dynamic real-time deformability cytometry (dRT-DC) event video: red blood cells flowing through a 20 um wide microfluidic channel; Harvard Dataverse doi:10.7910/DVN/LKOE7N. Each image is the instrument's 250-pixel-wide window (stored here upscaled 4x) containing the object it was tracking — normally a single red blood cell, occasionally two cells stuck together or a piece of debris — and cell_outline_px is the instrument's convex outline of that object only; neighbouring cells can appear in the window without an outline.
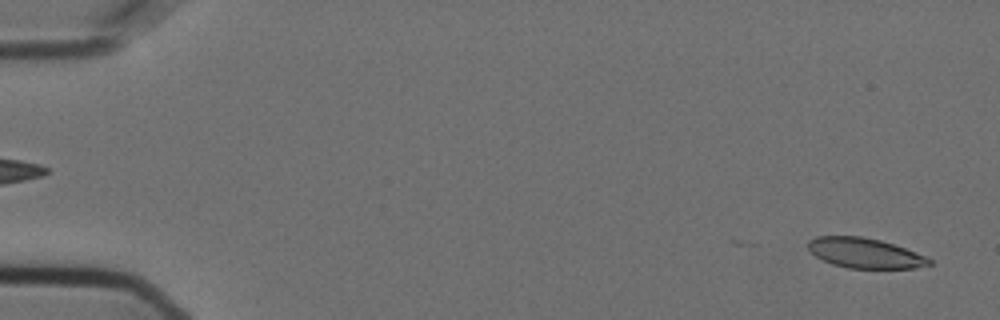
{"species": "Egyptian fruit bat (a non-hibernating species)", "species_latin": "Rousettus aegyptiacus", "temperature_condition": "cold", "stored_images_in_passage": 52, "camera_frame_rate_fps": 3000, "um_per_image_px": 0.085, "animal": {"sex": "female"}, "frame": {"image": 1, "passage_image": 2, "time_ms": 0.333, "image_size_px": [1000, 320], "cell_outline_px": [[932, 264], [912, 268], [848, 268], [832, 264], [816, 256], [808, 248], [808, 240], [816, 236], [860, 236], [880, 240], [904, 248], [924, 256], [932, 260]], "centroid_in_image_um": [73.48, 21.5], "position_along_channel_um": 11.5, "area_um2": 20.92}}
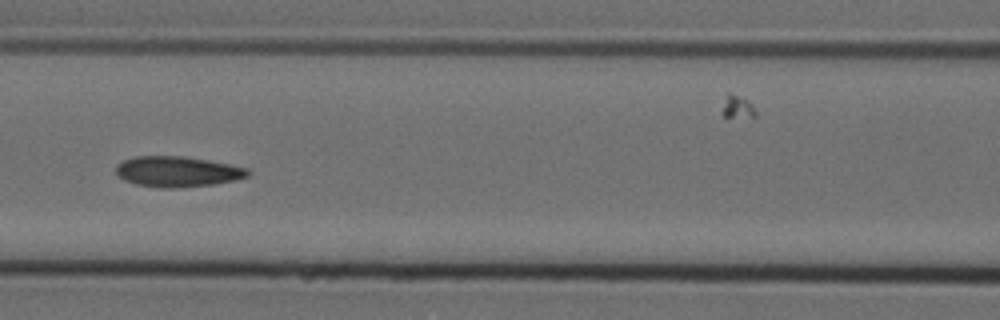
{"frame": {"image": 2, "passage_image": 25, "time_ms": 8.0, "image_size_px": [1000, 320], "cell_outline_px": [[252, 172], [248, 176], [236, 180], [212, 184], [172, 188], [160, 188], [136, 184], [124, 180], [116, 172], [116, 164], [124, 160], [136, 156], [184, 156], [208, 160], [248, 168]], "centroid_in_image_um": [15.09, 14.58], "position_along_channel_um": 151.5, "area_um2": 23.41}}
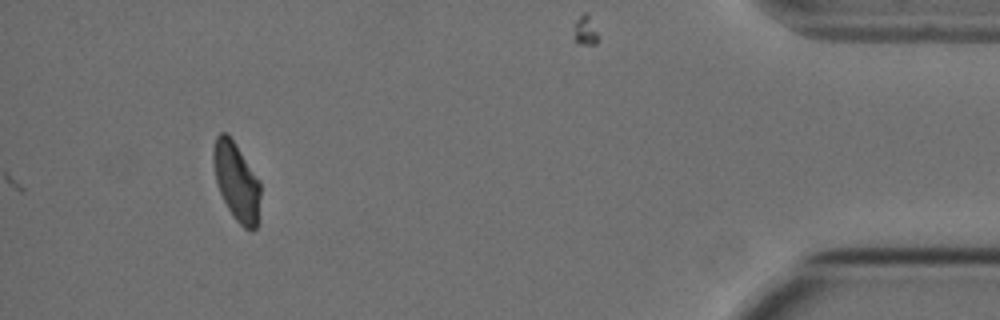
{"frame": {"image": 3, "passage_image": 52, "time_ms": 17.0, "image_size_px": [1000, 320], "cell_outline_px": [[260, 224], [252, 232], [244, 228], [232, 216], [220, 192], [216, 180], [212, 160], [212, 148], [216, 136], [220, 132], [228, 132], [260, 180]], "centroid_in_image_um": [20.12, 15.45], "position_along_channel_um": 415.1, "area_um2": 22.02}, "authors_computed_cell_mechanics": {"area_um2": 22.9177, "velocity_mm_per_s": 3.6056, "shape_relaxation_time_tau1_ms": null, "shape_relaxation_time_tau2_ms": 2.0245, "deformation_change_tau1": null, "deformation_change_tau2": 0.0702}}